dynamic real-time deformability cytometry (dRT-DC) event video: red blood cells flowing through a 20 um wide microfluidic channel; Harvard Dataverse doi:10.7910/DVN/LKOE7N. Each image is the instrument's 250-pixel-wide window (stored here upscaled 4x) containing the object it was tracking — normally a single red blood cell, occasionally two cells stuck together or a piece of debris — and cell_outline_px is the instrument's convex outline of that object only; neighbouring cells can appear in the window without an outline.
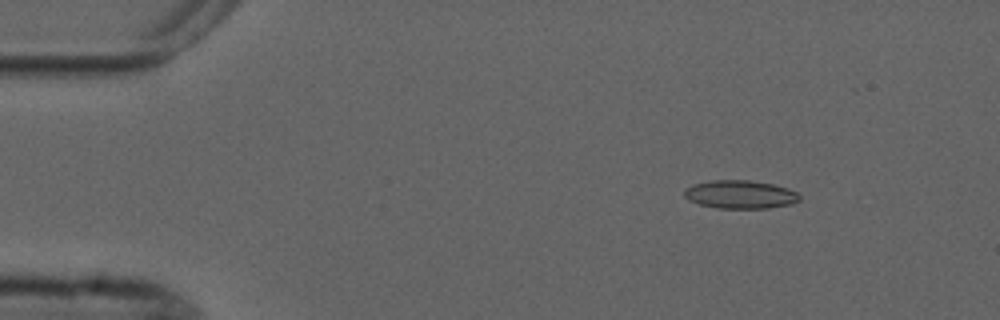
{"species": "common noctule bat (a hibernating species)", "species_latin": "Nyctalus noctula", "temperature_condition": "cold", "stored_images_in_passage": 4, "camera_frame_rate_fps": 3000, "um_per_image_px": 0.085, "animal": {"sex": "male", "forearm_length_mm": 52.5}, "frame": {"image": 1, "passage_image": 2, "time_ms": 1.333, "image_size_px": [1000, 320], "cell_outline_px": [[800, 200], [792, 204], [768, 208], [716, 208], [700, 204], [688, 200], [684, 196], [684, 188], [692, 184], [712, 180], [748, 180], [772, 184], [788, 188], [796, 192], [800, 196]], "centroid_in_image_um": [62.9, 16.53], "position_along_channel_um": 22.1, "area_um2": 19.07}}